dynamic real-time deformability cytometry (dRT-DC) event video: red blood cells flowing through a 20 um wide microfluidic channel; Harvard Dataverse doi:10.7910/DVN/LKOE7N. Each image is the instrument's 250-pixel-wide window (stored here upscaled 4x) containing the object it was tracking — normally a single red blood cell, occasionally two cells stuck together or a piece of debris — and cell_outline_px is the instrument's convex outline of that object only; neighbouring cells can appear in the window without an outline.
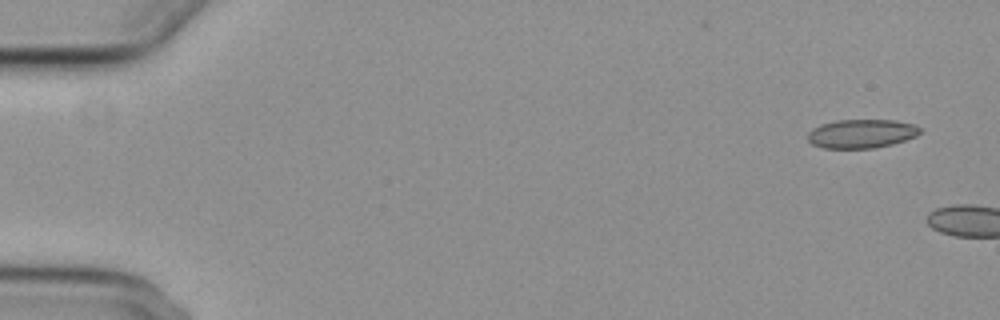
{"species": "common noctule bat (a hibernating species)", "species_latin": "Nyctalus noctula", "temperature_condition": "cold", "stored_images_in_passage": 2, "camera_frame_rate_fps": 3000, "um_per_image_px": 0.085, "animal": {"sex": "female", "body_mass_g": 29.2, "forearm_length_mm": 56.3}, "frame": {"image": 1, "passage_image": 1, "time_ms": 0.0, "image_size_px": [1000, 320], "cell_outline_px": [[920, 132], [916, 136], [892, 144], [872, 148], [824, 148], [812, 144], [808, 140], [808, 132], [812, 128], [820, 124], [836, 120], [896, 120], [912, 124], [920, 128]], "centroid_in_image_um": [73.19, 11.35], "position_along_channel_um": 11.8, "area_um2": 18.79}}